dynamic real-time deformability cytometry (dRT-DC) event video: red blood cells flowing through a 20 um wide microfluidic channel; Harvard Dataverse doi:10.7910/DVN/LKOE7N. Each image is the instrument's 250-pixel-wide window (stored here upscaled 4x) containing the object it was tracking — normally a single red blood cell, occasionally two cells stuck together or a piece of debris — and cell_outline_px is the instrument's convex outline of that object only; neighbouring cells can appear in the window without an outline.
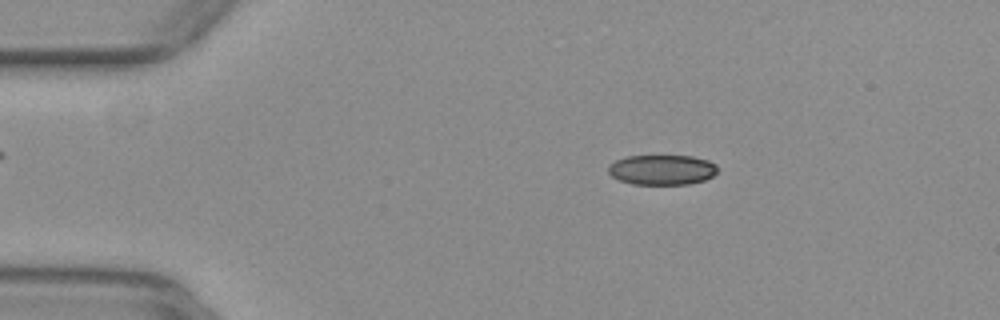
{"species": "common noctule bat (a hibernating species)", "species_latin": "Nyctalus noctula", "temperature_condition": "warm", "stored_images_in_passage": 41, "camera_frame_rate_fps": 3000, "um_per_image_px": 0.085, "animal": {"sex": "female", "body_mass_g": 29.2, "forearm_length_mm": 56.3}, "frame": {"image": 1, "passage_image": 9, "time_ms": 2.667, "image_size_px": [1000, 320], "cell_outline_px": [[716, 172], [712, 176], [704, 180], [688, 184], [632, 184], [620, 180], [612, 176], [608, 172], [608, 168], [616, 160], [628, 156], [692, 156], [708, 160], [716, 164]], "centroid_in_image_um": [56.28, 14.43], "position_along_channel_um": 28.7, "area_um2": 18.96}}
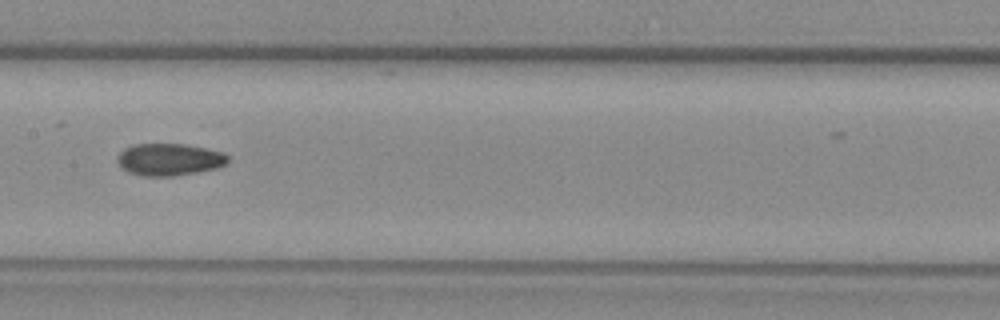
{"frame": {"image": 2, "passage_image": 26, "time_ms": 8.333, "image_size_px": [1000, 320], "cell_outline_px": [[228, 164], [216, 168], [200, 172], [172, 176], [140, 176], [128, 172], [120, 168], [120, 152], [124, 148], [132, 144], [184, 144], [224, 152], [228, 156]], "centroid_in_image_um": [14.42, 13.56], "position_along_channel_um": 193.0, "area_um2": 20.75}}
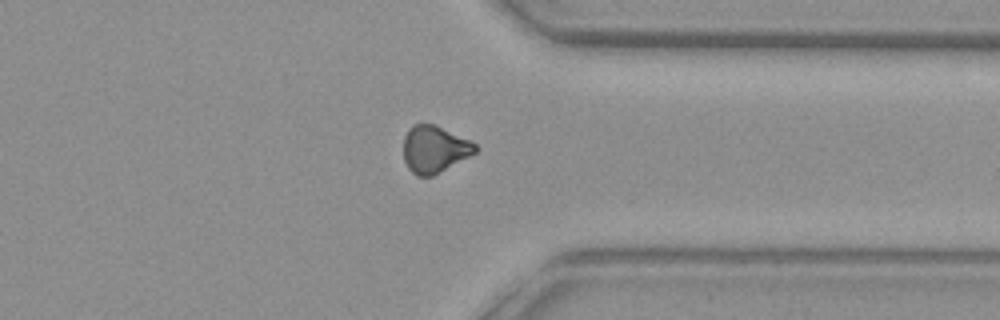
{"frame": {"image": 3, "passage_image": 40, "time_ms": 13.0, "image_size_px": [1000, 320], "cell_outline_px": [[476, 152], [440, 172], [432, 176], [416, 176], [408, 168], [404, 160], [404, 136], [408, 128], [412, 124], [432, 124], [472, 140], [476, 144]], "centroid_in_image_um": [36.91, 12.68], "position_along_channel_um": 374.5, "area_um2": 19.59}}